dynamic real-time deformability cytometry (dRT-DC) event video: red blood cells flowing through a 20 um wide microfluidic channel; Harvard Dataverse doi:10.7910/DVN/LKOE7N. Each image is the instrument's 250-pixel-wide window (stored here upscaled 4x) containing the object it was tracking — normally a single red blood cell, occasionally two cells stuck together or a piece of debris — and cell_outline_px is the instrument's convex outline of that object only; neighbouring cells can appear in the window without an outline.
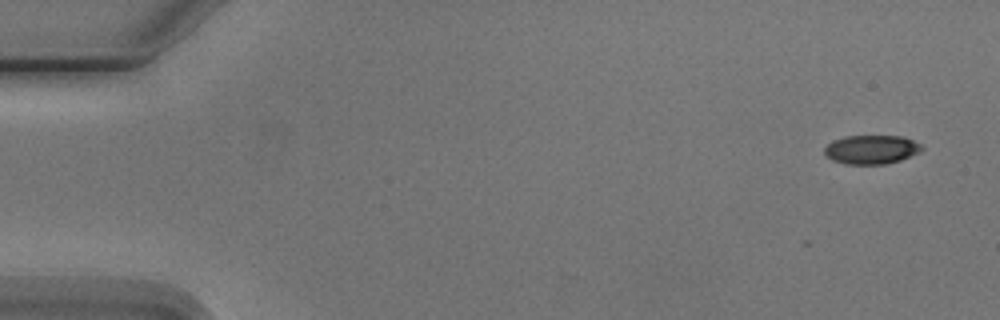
{"species": "Egyptian fruit bat (a non-hibernating species)", "species_latin": "Rousettus aegyptiacus", "temperature_condition": "cold", "stored_images_in_passage": 5, "camera_frame_rate_fps": 3000, "um_per_image_px": 0.085, "animal": {"sex": "male"}, "frame": {"image": 1, "passage_image": 1, "time_ms": 0.0, "image_size_px": [1000, 320], "cell_outline_px": [[924, 148], [920, 152], [900, 160], [884, 164], [844, 164], [832, 160], [824, 152], [824, 148], [832, 140], [844, 136], [904, 136], [920, 144]], "centroid_in_image_um": [74.06, 12.7], "position_along_channel_um": 10.9, "area_um2": 16.42}}
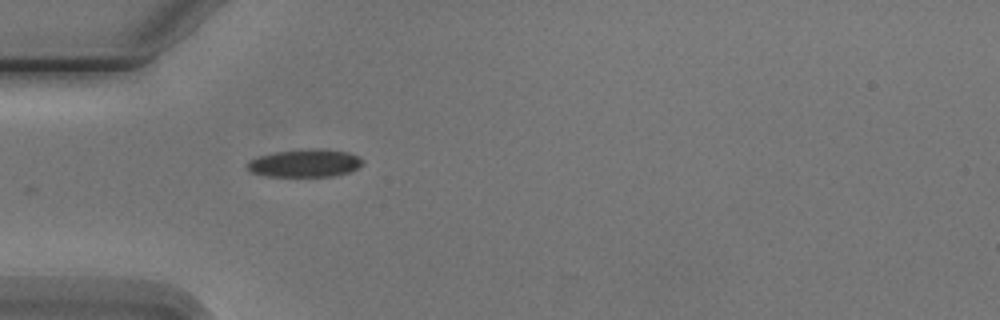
{"frame": {"image": 2, "passage_image": 5, "time_ms": 4.667, "image_size_px": [1000, 320], "cell_outline_px": [[364, 164], [348, 172], [336, 176], [268, 176], [252, 172], [244, 168], [244, 164], [248, 160], [260, 156], [276, 152], [300, 148], [316, 148], [348, 152], [364, 160]], "centroid_in_image_um": [25.88, 13.86], "position_along_channel_um": 59.1, "area_um2": 18.9}}